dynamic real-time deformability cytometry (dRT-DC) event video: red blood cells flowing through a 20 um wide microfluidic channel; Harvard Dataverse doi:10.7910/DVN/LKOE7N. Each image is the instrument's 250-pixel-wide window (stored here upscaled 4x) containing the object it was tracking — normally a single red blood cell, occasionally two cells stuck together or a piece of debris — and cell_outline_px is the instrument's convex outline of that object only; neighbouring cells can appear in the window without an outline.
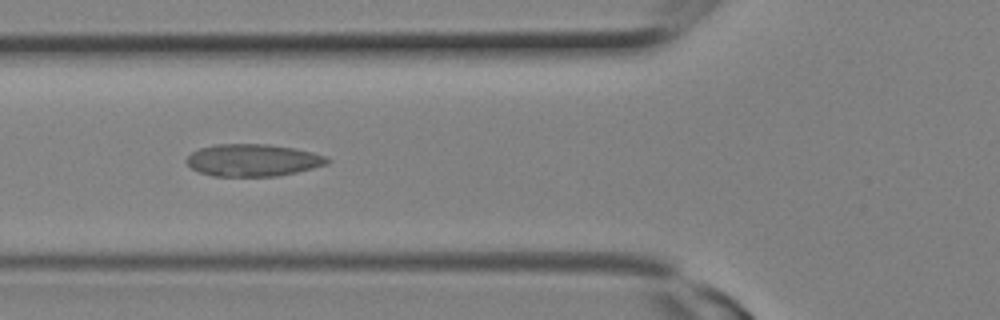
{"species": "Egyptian fruit bat (a non-hibernating species)", "species_latin": "Rousettus aegyptiacus", "temperature_condition": "room temperature", "stored_images_in_passage": 10, "camera_frame_rate_fps": 3000, "um_per_image_px": 0.085, "animal": {"sex": "female"}, "frame": {"image": 1, "passage_image": 9, "time_ms": 2.667, "image_size_px": [1000, 320], "cell_outline_px": [[332, 160], [328, 164], [296, 172], [276, 176], [212, 176], [200, 172], [192, 168], [184, 160], [192, 152], [200, 148], [216, 144], [264, 144], [296, 148], [312, 152], [324, 156]], "centroid_in_image_um": [21.5, 13.61], "position_along_channel_um": 104.3, "area_um2": 26.36}}